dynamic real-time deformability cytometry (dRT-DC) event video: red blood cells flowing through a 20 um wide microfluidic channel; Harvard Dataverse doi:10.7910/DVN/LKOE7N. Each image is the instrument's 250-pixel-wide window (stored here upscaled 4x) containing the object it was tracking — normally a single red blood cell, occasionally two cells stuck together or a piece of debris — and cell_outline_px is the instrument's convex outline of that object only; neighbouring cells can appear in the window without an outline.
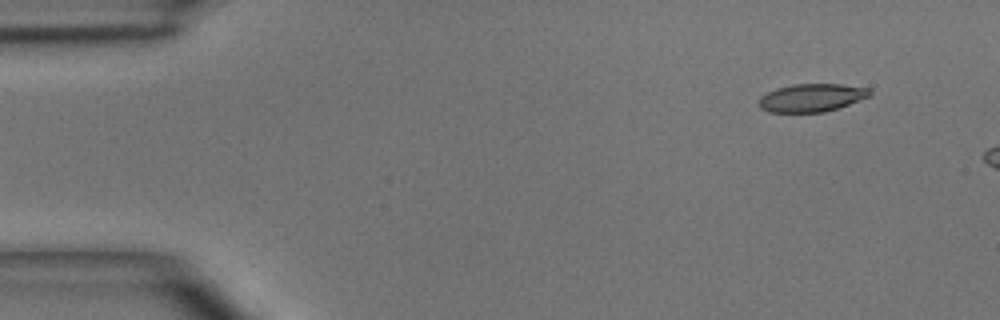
{"species": "common noctule bat (a hibernating species)", "species_latin": "Nyctalus noctula", "temperature_condition": "room temperature", "stored_images_in_passage": 3, "camera_frame_rate_fps": 3000, "um_per_image_px": 0.085, "animal": {"sex": "male", "body_mass_g": 15.6}, "frame": {"image": 1, "passage_image": 1, "time_ms": 0.0, "image_size_px": [1000, 320], "cell_outline_px": [[872, 92], [868, 96], [848, 104], [824, 112], [768, 112], [760, 108], [760, 96], [776, 88], [792, 84], [840, 84], [868, 88]], "centroid_in_image_um": [68.95, 8.3], "position_along_channel_um": 16.1, "area_um2": 17.86}}